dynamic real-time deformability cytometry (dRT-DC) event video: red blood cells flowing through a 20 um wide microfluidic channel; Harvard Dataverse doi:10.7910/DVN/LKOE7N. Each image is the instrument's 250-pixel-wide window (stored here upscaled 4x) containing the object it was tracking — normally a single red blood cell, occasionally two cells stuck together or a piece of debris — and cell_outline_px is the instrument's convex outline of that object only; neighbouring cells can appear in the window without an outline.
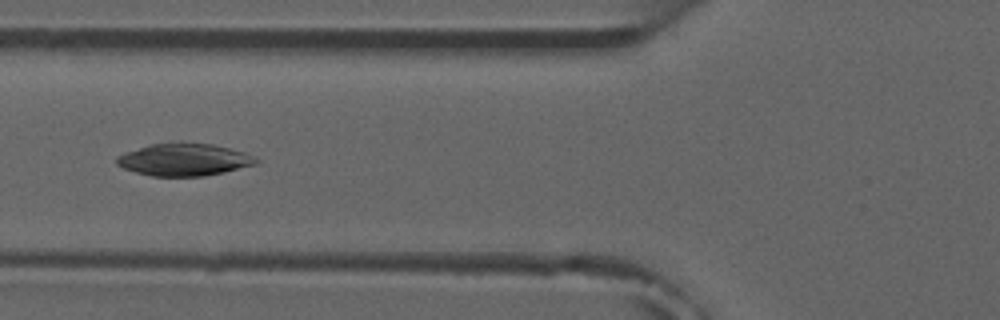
{"species": "common noctule bat (a hibernating species)", "species_latin": "Nyctalus noctula", "temperature_condition": "room temperature", "stored_images_in_passage": 6, "camera_frame_rate_fps": 3000, "um_per_image_px": 0.085, "animal": {"sex": "male", "forearm_length_mm": 52.5}, "frame": {"image": 1, "passage_image": 6, "time_ms": 5.667, "image_size_px": [1000, 320], "cell_outline_px": [[260, 160], [256, 164], [224, 172], [204, 176], [152, 176], [136, 172], [124, 168], [116, 164], [116, 156], [152, 144], [176, 140], [180, 140], [212, 144], [244, 152]], "centroid_in_image_um": [15.65, 13.54], "position_along_channel_um": 110.1, "area_um2": 26.47}}